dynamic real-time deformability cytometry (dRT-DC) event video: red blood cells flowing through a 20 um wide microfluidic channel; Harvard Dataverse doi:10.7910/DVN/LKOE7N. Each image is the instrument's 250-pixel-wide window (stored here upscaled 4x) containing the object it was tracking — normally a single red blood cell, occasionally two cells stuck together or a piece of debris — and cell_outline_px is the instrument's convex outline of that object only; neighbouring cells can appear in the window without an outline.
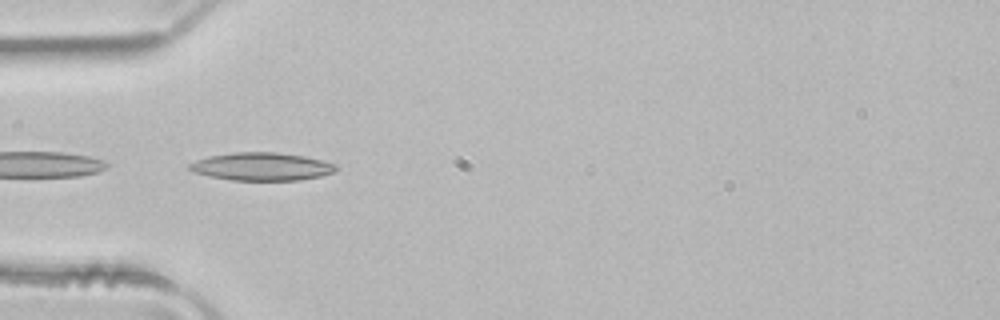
{"species": "common noctule bat (a hibernating species)", "species_latin": "Nyctalus noctula", "temperature_condition": "room temperature", "stored_images_in_passage": 17, "camera_frame_rate_fps": 3000, "um_per_image_px": 0.085, "animal": {"sex": "male", "body_mass_g": 21.5, "forearm_length_mm": 52.0}, "frame": {"image": 1, "passage_image": 11, "time_ms": 3.333, "image_size_px": [1000, 320], "cell_outline_px": [[336, 172], [320, 176], [300, 180], [232, 180], [208, 176], [192, 172], [188, 168], [188, 164], [196, 160], [208, 156], [236, 152], [276, 152], [304, 156], [336, 164]], "centroid_in_image_um": [22.21, 14.16], "position_along_channel_um": 62.8, "area_um2": 23.87}}
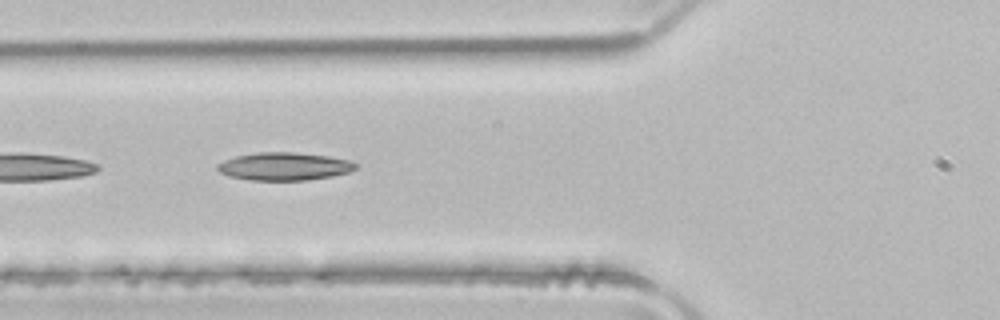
{"frame": {"image": 2, "passage_image": 14, "time_ms": 4.333, "image_size_px": [1000, 320], "cell_outline_px": [[356, 168], [348, 172], [332, 176], [308, 180], [248, 180], [228, 176], [220, 172], [216, 168], [216, 164], [224, 160], [236, 156], [256, 152], [296, 152], [328, 156], [348, 160], [356, 164]], "centroid_in_image_um": [24.11, 14.14], "position_along_channel_um": 101.7, "area_um2": 22.48}}
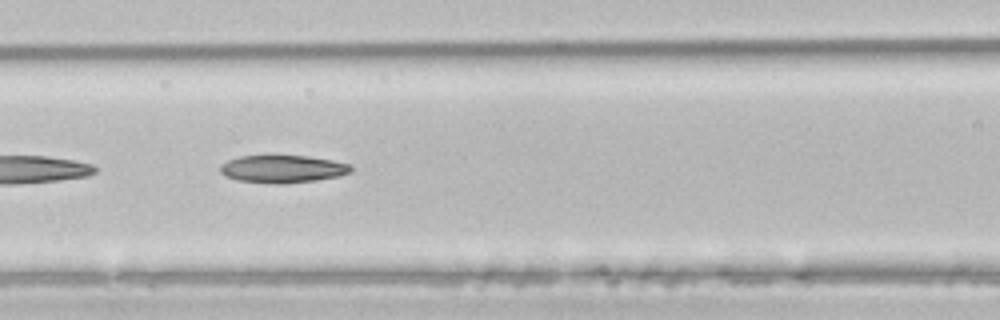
{"frame": {"image": 3, "passage_image": 17, "time_ms": 5.333, "image_size_px": [1000, 320], "cell_outline_px": [[352, 172], [340, 176], [316, 180], [284, 184], [272, 184], [236, 180], [220, 172], [220, 168], [228, 160], [240, 156], [308, 156], [332, 160], [352, 164]], "centroid_in_image_um": [24.08, 14.37], "position_along_channel_um": 142.5, "area_um2": 21.04}}